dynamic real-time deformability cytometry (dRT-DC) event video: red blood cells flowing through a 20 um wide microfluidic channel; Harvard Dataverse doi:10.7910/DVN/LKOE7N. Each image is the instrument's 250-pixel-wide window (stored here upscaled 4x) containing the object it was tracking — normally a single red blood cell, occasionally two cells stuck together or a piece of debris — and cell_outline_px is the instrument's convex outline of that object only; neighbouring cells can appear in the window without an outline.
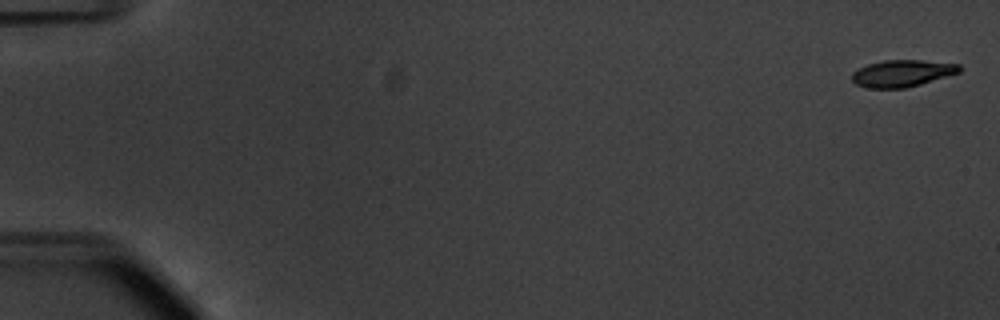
{"species": "common noctule bat (a hibernating species)", "species_latin": "Nyctalus noctula", "temperature_condition": "warm", "stored_images_in_passage": 56, "camera_frame_rate_fps": 3000, "um_per_image_px": 0.085, "animal": {"sex": "male", "body_mass_g": 20.1, "forearm_length_mm": 53.5}, "frame": {"image": 1, "passage_image": 2, "time_ms": 0.333, "image_size_px": [1000, 320], "cell_outline_px": [[960, 72], [920, 84], [904, 88], [864, 88], [856, 84], [852, 80], [852, 72], [868, 64], [884, 60], [920, 60], [960, 64]], "centroid_in_image_um": [76.66, 6.23], "position_along_channel_um": 8.3, "area_um2": 16.7}}
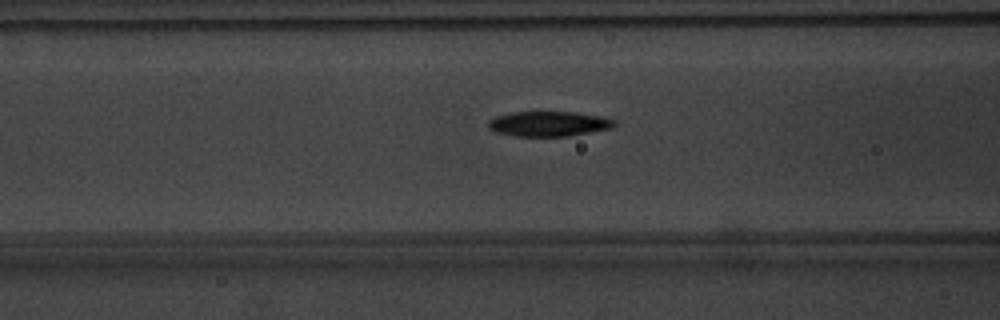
{"frame": {"image": 2, "passage_image": 24, "time_ms": 7.667, "image_size_px": [1000, 320], "cell_outline_px": [[616, 124], [612, 128], [568, 136], [516, 136], [496, 132], [488, 128], [488, 120], [496, 116], [512, 112], [576, 112], [604, 116], [616, 120]], "centroid_in_image_um": [46.67, 10.51], "position_along_channel_um": 119.9, "area_um2": 18.5}}
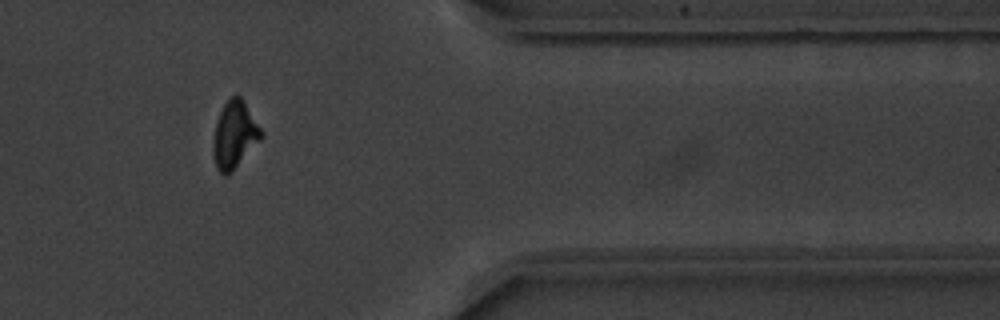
{"frame": {"image": 3, "passage_image": 47, "time_ms": 15.333, "image_size_px": [1000, 320], "cell_outline_px": [[264, 136], [232, 172], [228, 176], [224, 176], [216, 168], [212, 152], [212, 140], [216, 124], [220, 112], [224, 104], [236, 92], [244, 100], [264, 132]], "centroid_in_image_um": [19.94, 11.47], "position_along_channel_um": 391.5, "area_um2": 19.13}, "authors_computed_cell_mechanics": {"area_um2": 18.4671, "velocity_mm_per_s": 3.7508, "shape_relaxation_time_tau1_ms": 3.0425, "shape_relaxation_time_tau2_ms": 4.5184, "deformation_change_tau1": 0.1572, "deformation_change_tau2": 0.1029}}